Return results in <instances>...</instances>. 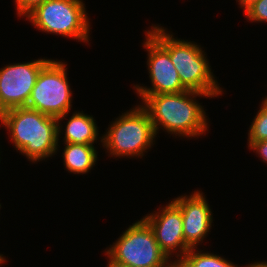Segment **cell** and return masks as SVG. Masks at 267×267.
<instances>
[{
	"instance_id": "6da1fadb",
	"label": "cell",
	"mask_w": 267,
	"mask_h": 267,
	"mask_svg": "<svg viewBox=\"0 0 267 267\" xmlns=\"http://www.w3.org/2000/svg\"><path fill=\"white\" fill-rule=\"evenodd\" d=\"M210 97L207 94L187 90L179 93L139 95L142 105L150 115L155 134L159 128L169 134L182 137H198L208 130L204 108L196 97ZM161 126V127H159Z\"/></svg>"
},
{
	"instance_id": "7a4b0ae2",
	"label": "cell",
	"mask_w": 267,
	"mask_h": 267,
	"mask_svg": "<svg viewBox=\"0 0 267 267\" xmlns=\"http://www.w3.org/2000/svg\"><path fill=\"white\" fill-rule=\"evenodd\" d=\"M0 121L10 132L15 149L32 162L45 160L58 151L57 118L27 107L8 109Z\"/></svg>"
},
{
	"instance_id": "3957f363",
	"label": "cell",
	"mask_w": 267,
	"mask_h": 267,
	"mask_svg": "<svg viewBox=\"0 0 267 267\" xmlns=\"http://www.w3.org/2000/svg\"><path fill=\"white\" fill-rule=\"evenodd\" d=\"M159 26H152L149 32L168 50L182 85L187 90L207 94L210 98L222 95L223 89L215 80L202 48L195 42L173 38L166 28Z\"/></svg>"
},
{
	"instance_id": "277c9868",
	"label": "cell",
	"mask_w": 267,
	"mask_h": 267,
	"mask_svg": "<svg viewBox=\"0 0 267 267\" xmlns=\"http://www.w3.org/2000/svg\"><path fill=\"white\" fill-rule=\"evenodd\" d=\"M101 142L114 157H141L151 148L156 134L147 110L142 106L131 109L111 124Z\"/></svg>"
},
{
	"instance_id": "5b68a950",
	"label": "cell",
	"mask_w": 267,
	"mask_h": 267,
	"mask_svg": "<svg viewBox=\"0 0 267 267\" xmlns=\"http://www.w3.org/2000/svg\"><path fill=\"white\" fill-rule=\"evenodd\" d=\"M71 96L65 63L51 59L38 74L27 108L57 118L58 141L62 132L60 121L72 108Z\"/></svg>"
},
{
	"instance_id": "8992f818",
	"label": "cell",
	"mask_w": 267,
	"mask_h": 267,
	"mask_svg": "<svg viewBox=\"0 0 267 267\" xmlns=\"http://www.w3.org/2000/svg\"><path fill=\"white\" fill-rule=\"evenodd\" d=\"M82 0H45L26 18L39 30L89 42V18Z\"/></svg>"
},
{
	"instance_id": "52a82bcc",
	"label": "cell",
	"mask_w": 267,
	"mask_h": 267,
	"mask_svg": "<svg viewBox=\"0 0 267 267\" xmlns=\"http://www.w3.org/2000/svg\"><path fill=\"white\" fill-rule=\"evenodd\" d=\"M105 252L113 261L131 267H167L172 263L144 219L129 226Z\"/></svg>"
},
{
	"instance_id": "ba28073f",
	"label": "cell",
	"mask_w": 267,
	"mask_h": 267,
	"mask_svg": "<svg viewBox=\"0 0 267 267\" xmlns=\"http://www.w3.org/2000/svg\"><path fill=\"white\" fill-rule=\"evenodd\" d=\"M50 60L40 58L0 69V114L8 109L27 107L38 74Z\"/></svg>"
},
{
	"instance_id": "9c48e42d",
	"label": "cell",
	"mask_w": 267,
	"mask_h": 267,
	"mask_svg": "<svg viewBox=\"0 0 267 267\" xmlns=\"http://www.w3.org/2000/svg\"><path fill=\"white\" fill-rule=\"evenodd\" d=\"M143 43L148 51V72L152 87L134 86L138 95L170 94L187 91L182 85L178 71L173 65L168 50L148 31Z\"/></svg>"
},
{
	"instance_id": "30bf717a",
	"label": "cell",
	"mask_w": 267,
	"mask_h": 267,
	"mask_svg": "<svg viewBox=\"0 0 267 267\" xmlns=\"http://www.w3.org/2000/svg\"><path fill=\"white\" fill-rule=\"evenodd\" d=\"M158 211L147 214L143 219L149 224L158 246L169 259L176 250L180 252L176 255L178 257L176 261H178L189 251L183 236L181 210L171 201L162 210L159 208Z\"/></svg>"
},
{
	"instance_id": "8fae6325",
	"label": "cell",
	"mask_w": 267,
	"mask_h": 267,
	"mask_svg": "<svg viewBox=\"0 0 267 267\" xmlns=\"http://www.w3.org/2000/svg\"><path fill=\"white\" fill-rule=\"evenodd\" d=\"M203 193L194 191L190 196H179L173 202L180 208L183 236L188 249L197 248L211 229L212 212Z\"/></svg>"
},
{
	"instance_id": "7c38bea8",
	"label": "cell",
	"mask_w": 267,
	"mask_h": 267,
	"mask_svg": "<svg viewBox=\"0 0 267 267\" xmlns=\"http://www.w3.org/2000/svg\"><path fill=\"white\" fill-rule=\"evenodd\" d=\"M64 143L93 145L98 140L99 131L93 116L74 112L65 126Z\"/></svg>"
},
{
	"instance_id": "4fadbf2b",
	"label": "cell",
	"mask_w": 267,
	"mask_h": 267,
	"mask_svg": "<svg viewBox=\"0 0 267 267\" xmlns=\"http://www.w3.org/2000/svg\"><path fill=\"white\" fill-rule=\"evenodd\" d=\"M64 165L67 171L75 174H85L93 168L97 160L94 145L64 143Z\"/></svg>"
},
{
	"instance_id": "5bb4252c",
	"label": "cell",
	"mask_w": 267,
	"mask_h": 267,
	"mask_svg": "<svg viewBox=\"0 0 267 267\" xmlns=\"http://www.w3.org/2000/svg\"><path fill=\"white\" fill-rule=\"evenodd\" d=\"M195 250L196 248L189 249V251L178 260L182 267H238L219 255L208 252L202 253V250L197 252Z\"/></svg>"
},
{
	"instance_id": "9a60e30c",
	"label": "cell",
	"mask_w": 267,
	"mask_h": 267,
	"mask_svg": "<svg viewBox=\"0 0 267 267\" xmlns=\"http://www.w3.org/2000/svg\"><path fill=\"white\" fill-rule=\"evenodd\" d=\"M248 147L253 142L267 140V106L262 102L248 133Z\"/></svg>"
},
{
	"instance_id": "2e32d148",
	"label": "cell",
	"mask_w": 267,
	"mask_h": 267,
	"mask_svg": "<svg viewBox=\"0 0 267 267\" xmlns=\"http://www.w3.org/2000/svg\"><path fill=\"white\" fill-rule=\"evenodd\" d=\"M252 22H267V0H258L244 11Z\"/></svg>"
},
{
	"instance_id": "e0dca14e",
	"label": "cell",
	"mask_w": 267,
	"mask_h": 267,
	"mask_svg": "<svg viewBox=\"0 0 267 267\" xmlns=\"http://www.w3.org/2000/svg\"><path fill=\"white\" fill-rule=\"evenodd\" d=\"M45 0H15L17 15L27 16L31 11H33L38 5L43 3Z\"/></svg>"
},
{
	"instance_id": "ac0fdd59",
	"label": "cell",
	"mask_w": 267,
	"mask_h": 267,
	"mask_svg": "<svg viewBox=\"0 0 267 267\" xmlns=\"http://www.w3.org/2000/svg\"><path fill=\"white\" fill-rule=\"evenodd\" d=\"M249 149L256 151V154L260 155L262 161L267 163V140H261L258 142H253Z\"/></svg>"
},
{
	"instance_id": "d6986e66",
	"label": "cell",
	"mask_w": 267,
	"mask_h": 267,
	"mask_svg": "<svg viewBox=\"0 0 267 267\" xmlns=\"http://www.w3.org/2000/svg\"><path fill=\"white\" fill-rule=\"evenodd\" d=\"M256 1L258 0H238L240 7L244 8V11Z\"/></svg>"
},
{
	"instance_id": "ffe728a7",
	"label": "cell",
	"mask_w": 267,
	"mask_h": 267,
	"mask_svg": "<svg viewBox=\"0 0 267 267\" xmlns=\"http://www.w3.org/2000/svg\"><path fill=\"white\" fill-rule=\"evenodd\" d=\"M107 257L109 258L108 265H107L108 267H131L129 265H125V264L113 261L108 255Z\"/></svg>"
},
{
	"instance_id": "44dd1931",
	"label": "cell",
	"mask_w": 267,
	"mask_h": 267,
	"mask_svg": "<svg viewBox=\"0 0 267 267\" xmlns=\"http://www.w3.org/2000/svg\"><path fill=\"white\" fill-rule=\"evenodd\" d=\"M167 267H182L178 261H174L171 264H169Z\"/></svg>"
},
{
	"instance_id": "7402d4cb",
	"label": "cell",
	"mask_w": 267,
	"mask_h": 267,
	"mask_svg": "<svg viewBox=\"0 0 267 267\" xmlns=\"http://www.w3.org/2000/svg\"><path fill=\"white\" fill-rule=\"evenodd\" d=\"M246 267H261V262H255L252 264H248V266H246Z\"/></svg>"
},
{
	"instance_id": "603a6c76",
	"label": "cell",
	"mask_w": 267,
	"mask_h": 267,
	"mask_svg": "<svg viewBox=\"0 0 267 267\" xmlns=\"http://www.w3.org/2000/svg\"><path fill=\"white\" fill-rule=\"evenodd\" d=\"M6 261V259L4 258L3 254H0V264H3Z\"/></svg>"
},
{
	"instance_id": "cb8c5ba5",
	"label": "cell",
	"mask_w": 267,
	"mask_h": 267,
	"mask_svg": "<svg viewBox=\"0 0 267 267\" xmlns=\"http://www.w3.org/2000/svg\"><path fill=\"white\" fill-rule=\"evenodd\" d=\"M261 267H267V261L266 262H264V261L262 262L261 261Z\"/></svg>"
},
{
	"instance_id": "d4e9b609",
	"label": "cell",
	"mask_w": 267,
	"mask_h": 267,
	"mask_svg": "<svg viewBox=\"0 0 267 267\" xmlns=\"http://www.w3.org/2000/svg\"><path fill=\"white\" fill-rule=\"evenodd\" d=\"M262 102L267 106V96Z\"/></svg>"
}]
</instances>
